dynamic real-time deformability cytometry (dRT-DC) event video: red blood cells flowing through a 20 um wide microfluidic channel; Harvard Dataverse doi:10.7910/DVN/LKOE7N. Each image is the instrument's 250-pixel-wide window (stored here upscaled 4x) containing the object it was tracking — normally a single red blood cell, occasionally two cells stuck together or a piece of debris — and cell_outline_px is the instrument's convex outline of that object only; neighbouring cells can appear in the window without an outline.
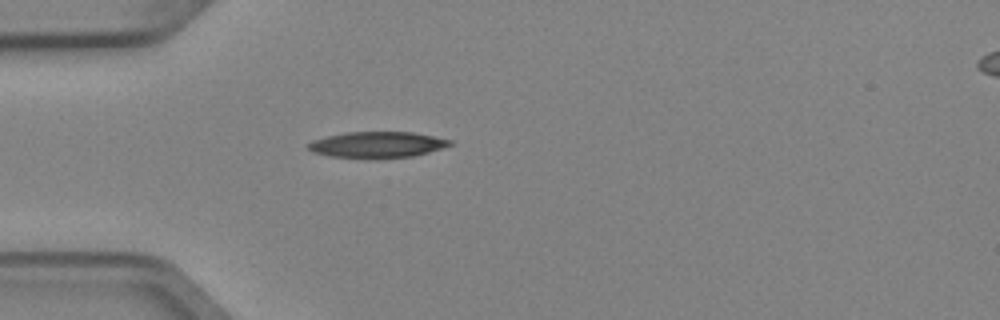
{"species": "Egyptian fruit bat (a non-hibernating species)", "species_latin": "Rousettus aegyptiacus", "temperature_condition": "cold", "stored_images_in_passage": 3, "camera_frame_rate_fps": 3000, "um_per_image_px": 0.085, "animal": {"sex": "female"}, "frame": {"image": 1, "passage_image": 3, "time_ms": 0.667, "image_size_px": [1000, 320], "cell_outline_px": [[452, 144], [428, 152], [412, 156], [332, 156], [312, 152], [308, 148], [308, 144], [312, 140], [344, 132], [412, 132], [452, 140]], "centroid_in_image_um": [32.05, 12.26], "position_along_channel_um": 53.0, "area_um2": 20.52}}